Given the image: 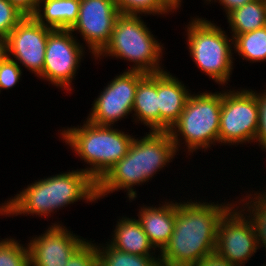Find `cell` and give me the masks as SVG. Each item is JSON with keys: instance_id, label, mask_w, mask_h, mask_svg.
Returning <instances> with one entry per match:
<instances>
[{"instance_id": "6", "label": "cell", "mask_w": 266, "mask_h": 266, "mask_svg": "<svg viewBox=\"0 0 266 266\" xmlns=\"http://www.w3.org/2000/svg\"><path fill=\"white\" fill-rule=\"evenodd\" d=\"M221 107L222 90L190 94L179 119L168 131L178 154L184 149L183 152L192 156L219 143Z\"/></svg>"}, {"instance_id": "21", "label": "cell", "mask_w": 266, "mask_h": 266, "mask_svg": "<svg viewBox=\"0 0 266 266\" xmlns=\"http://www.w3.org/2000/svg\"><path fill=\"white\" fill-rule=\"evenodd\" d=\"M250 194H249V193ZM246 196L240 197L235 204L247 215L252 222L257 238L258 249H266V188L265 191L248 190ZM237 202V203H236ZM248 212V213H247ZM266 252V250H265ZM266 256V254H265Z\"/></svg>"}, {"instance_id": "5", "label": "cell", "mask_w": 266, "mask_h": 266, "mask_svg": "<svg viewBox=\"0 0 266 266\" xmlns=\"http://www.w3.org/2000/svg\"><path fill=\"white\" fill-rule=\"evenodd\" d=\"M158 40L141 15L120 14L108 44L93 60L98 61L99 58L101 61L103 57H115L114 59L133 63L125 71H139L145 74L163 72L165 70L161 59L165 48Z\"/></svg>"}, {"instance_id": "27", "label": "cell", "mask_w": 266, "mask_h": 266, "mask_svg": "<svg viewBox=\"0 0 266 266\" xmlns=\"http://www.w3.org/2000/svg\"><path fill=\"white\" fill-rule=\"evenodd\" d=\"M23 69L19 64L7 55L0 62V93L2 90L14 88L22 81Z\"/></svg>"}, {"instance_id": "34", "label": "cell", "mask_w": 266, "mask_h": 266, "mask_svg": "<svg viewBox=\"0 0 266 266\" xmlns=\"http://www.w3.org/2000/svg\"><path fill=\"white\" fill-rule=\"evenodd\" d=\"M5 56H6L5 42L3 40H0V62L4 59Z\"/></svg>"}, {"instance_id": "29", "label": "cell", "mask_w": 266, "mask_h": 266, "mask_svg": "<svg viewBox=\"0 0 266 266\" xmlns=\"http://www.w3.org/2000/svg\"><path fill=\"white\" fill-rule=\"evenodd\" d=\"M258 103V130L255 137L256 145L266 152V89L256 91Z\"/></svg>"}, {"instance_id": "23", "label": "cell", "mask_w": 266, "mask_h": 266, "mask_svg": "<svg viewBox=\"0 0 266 266\" xmlns=\"http://www.w3.org/2000/svg\"><path fill=\"white\" fill-rule=\"evenodd\" d=\"M96 247L99 266H161L159 252L158 256L134 255L115 249L108 242H97Z\"/></svg>"}, {"instance_id": "19", "label": "cell", "mask_w": 266, "mask_h": 266, "mask_svg": "<svg viewBox=\"0 0 266 266\" xmlns=\"http://www.w3.org/2000/svg\"><path fill=\"white\" fill-rule=\"evenodd\" d=\"M79 7L80 0H40L32 16L52 29H71L77 22Z\"/></svg>"}, {"instance_id": "15", "label": "cell", "mask_w": 266, "mask_h": 266, "mask_svg": "<svg viewBox=\"0 0 266 266\" xmlns=\"http://www.w3.org/2000/svg\"><path fill=\"white\" fill-rule=\"evenodd\" d=\"M157 73V96L160 110V131H169L179 119L192 93L179 78L170 71Z\"/></svg>"}, {"instance_id": "13", "label": "cell", "mask_w": 266, "mask_h": 266, "mask_svg": "<svg viewBox=\"0 0 266 266\" xmlns=\"http://www.w3.org/2000/svg\"><path fill=\"white\" fill-rule=\"evenodd\" d=\"M119 15L115 0H80L78 19L70 30L83 38L95 58L108 44Z\"/></svg>"}, {"instance_id": "9", "label": "cell", "mask_w": 266, "mask_h": 266, "mask_svg": "<svg viewBox=\"0 0 266 266\" xmlns=\"http://www.w3.org/2000/svg\"><path fill=\"white\" fill-rule=\"evenodd\" d=\"M70 29H52L45 49L44 68L38 77L71 94L86 47ZM85 49V50H84Z\"/></svg>"}, {"instance_id": "2", "label": "cell", "mask_w": 266, "mask_h": 266, "mask_svg": "<svg viewBox=\"0 0 266 266\" xmlns=\"http://www.w3.org/2000/svg\"><path fill=\"white\" fill-rule=\"evenodd\" d=\"M176 155L168 131H149L142 138L134 137L126 156L96 183L97 200L124 190L129 202H133L138 197L135 185L142 186L152 180L154 175L168 167Z\"/></svg>"}, {"instance_id": "1", "label": "cell", "mask_w": 266, "mask_h": 266, "mask_svg": "<svg viewBox=\"0 0 266 266\" xmlns=\"http://www.w3.org/2000/svg\"><path fill=\"white\" fill-rule=\"evenodd\" d=\"M200 200L177 202L173 234L159 253L161 266H192L215 251L219 222L235 201Z\"/></svg>"}, {"instance_id": "24", "label": "cell", "mask_w": 266, "mask_h": 266, "mask_svg": "<svg viewBox=\"0 0 266 266\" xmlns=\"http://www.w3.org/2000/svg\"><path fill=\"white\" fill-rule=\"evenodd\" d=\"M115 2L120 14L125 15L166 16L175 11L165 0H115Z\"/></svg>"}, {"instance_id": "10", "label": "cell", "mask_w": 266, "mask_h": 266, "mask_svg": "<svg viewBox=\"0 0 266 266\" xmlns=\"http://www.w3.org/2000/svg\"><path fill=\"white\" fill-rule=\"evenodd\" d=\"M145 75L139 71H124L117 74L94 99L86 119L94 124L106 126H116L117 121L126 119L132 114L136 88Z\"/></svg>"}, {"instance_id": "11", "label": "cell", "mask_w": 266, "mask_h": 266, "mask_svg": "<svg viewBox=\"0 0 266 266\" xmlns=\"http://www.w3.org/2000/svg\"><path fill=\"white\" fill-rule=\"evenodd\" d=\"M257 250L259 249L252 222L234 204L219 222L215 251L230 263L245 266Z\"/></svg>"}, {"instance_id": "17", "label": "cell", "mask_w": 266, "mask_h": 266, "mask_svg": "<svg viewBox=\"0 0 266 266\" xmlns=\"http://www.w3.org/2000/svg\"><path fill=\"white\" fill-rule=\"evenodd\" d=\"M113 229L111 240L107 241L112 247L123 252L141 256H157L158 251L150 243L137 218H118Z\"/></svg>"}, {"instance_id": "30", "label": "cell", "mask_w": 266, "mask_h": 266, "mask_svg": "<svg viewBox=\"0 0 266 266\" xmlns=\"http://www.w3.org/2000/svg\"><path fill=\"white\" fill-rule=\"evenodd\" d=\"M192 266H236L230 263L223 256L219 255L216 251L204 256L198 263Z\"/></svg>"}, {"instance_id": "16", "label": "cell", "mask_w": 266, "mask_h": 266, "mask_svg": "<svg viewBox=\"0 0 266 266\" xmlns=\"http://www.w3.org/2000/svg\"><path fill=\"white\" fill-rule=\"evenodd\" d=\"M170 200L166 199L162 204L155 205V207L143 203V206H139V211L136 213L143 231L159 253L170 241L174 230L177 201Z\"/></svg>"}, {"instance_id": "8", "label": "cell", "mask_w": 266, "mask_h": 266, "mask_svg": "<svg viewBox=\"0 0 266 266\" xmlns=\"http://www.w3.org/2000/svg\"><path fill=\"white\" fill-rule=\"evenodd\" d=\"M238 90H222L220 146L255 143L259 120L256 90L241 87Z\"/></svg>"}, {"instance_id": "22", "label": "cell", "mask_w": 266, "mask_h": 266, "mask_svg": "<svg viewBox=\"0 0 266 266\" xmlns=\"http://www.w3.org/2000/svg\"><path fill=\"white\" fill-rule=\"evenodd\" d=\"M233 49L235 54L249 63L266 62V26L236 35Z\"/></svg>"}, {"instance_id": "26", "label": "cell", "mask_w": 266, "mask_h": 266, "mask_svg": "<svg viewBox=\"0 0 266 266\" xmlns=\"http://www.w3.org/2000/svg\"><path fill=\"white\" fill-rule=\"evenodd\" d=\"M25 16L8 0H0V40L4 41Z\"/></svg>"}, {"instance_id": "28", "label": "cell", "mask_w": 266, "mask_h": 266, "mask_svg": "<svg viewBox=\"0 0 266 266\" xmlns=\"http://www.w3.org/2000/svg\"><path fill=\"white\" fill-rule=\"evenodd\" d=\"M95 240H86L71 256L65 266H99Z\"/></svg>"}, {"instance_id": "33", "label": "cell", "mask_w": 266, "mask_h": 266, "mask_svg": "<svg viewBox=\"0 0 266 266\" xmlns=\"http://www.w3.org/2000/svg\"><path fill=\"white\" fill-rule=\"evenodd\" d=\"M174 10L175 12L180 9L181 5L183 4V0H165Z\"/></svg>"}, {"instance_id": "18", "label": "cell", "mask_w": 266, "mask_h": 266, "mask_svg": "<svg viewBox=\"0 0 266 266\" xmlns=\"http://www.w3.org/2000/svg\"><path fill=\"white\" fill-rule=\"evenodd\" d=\"M132 119L149 128L160 131V110L157 96V73L146 74L138 83L132 109ZM135 117V118H134Z\"/></svg>"}, {"instance_id": "7", "label": "cell", "mask_w": 266, "mask_h": 266, "mask_svg": "<svg viewBox=\"0 0 266 266\" xmlns=\"http://www.w3.org/2000/svg\"><path fill=\"white\" fill-rule=\"evenodd\" d=\"M185 25L186 44L192 61L205 75L222 88L227 87L234 69L233 37L203 17H190ZM231 75V76H230Z\"/></svg>"}, {"instance_id": "14", "label": "cell", "mask_w": 266, "mask_h": 266, "mask_svg": "<svg viewBox=\"0 0 266 266\" xmlns=\"http://www.w3.org/2000/svg\"><path fill=\"white\" fill-rule=\"evenodd\" d=\"M86 240L62 222L52 223L43 233L30 237L25 243L29 249L30 266H65Z\"/></svg>"}, {"instance_id": "32", "label": "cell", "mask_w": 266, "mask_h": 266, "mask_svg": "<svg viewBox=\"0 0 266 266\" xmlns=\"http://www.w3.org/2000/svg\"><path fill=\"white\" fill-rule=\"evenodd\" d=\"M253 0H208L207 1V5L211 4V3H220V5L222 6V8L224 9L223 11L226 13L225 16L233 11L236 8H239L241 6H243L246 3H249ZM211 2V3H210Z\"/></svg>"}, {"instance_id": "25", "label": "cell", "mask_w": 266, "mask_h": 266, "mask_svg": "<svg viewBox=\"0 0 266 266\" xmlns=\"http://www.w3.org/2000/svg\"><path fill=\"white\" fill-rule=\"evenodd\" d=\"M0 239V266H30L28 245L11 236Z\"/></svg>"}, {"instance_id": "12", "label": "cell", "mask_w": 266, "mask_h": 266, "mask_svg": "<svg viewBox=\"0 0 266 266\" xmlns=\"http://www.w3.org/2000/svg\"><path fill=\"white\" fill-rule=\"evenodd\" d=\"M51 30L33 16H25L4 40L6 55L39 77L44 68L46 43Z\"/></svg>"}, {"instance_id": "3", "label": "cell", "mask_w": 266, "mask_h": 266, "mask_svg": "<svg viewBox=\"0 0 266 266\" xmlns=\"http://www.w3.org/2000/svg\"><path fill=\"white\" fill-rule=\"evenodd\" d=\"M0 204V216L48 218L80 200L96 203V182L81 168L35 180ZM55 211V212H54Z\"/></svg>"}, {"instance_id": "20", "label": "cell", "mask_w": 266, "mask_h": 266, "mask_svg": "<svg viewBox=\"0 0 266 266\" xmlns=\"http://www.w3.org/2000/svg\"><path fill=\"white\" fill-rule=\"evenodd\" d=\"M228 28L234 38L246 32L266 26V1L253 0L226 15Z\"/></svg>"}, {"instance_id": "31", "label": "cell", "mask_w": 266, "mask_h": 266, "mask_svg": "<svg viewBox=\"0 0 266 266\" xmlns=\"http://www.w3.org/2000/svg\"><path fill=\"white\" fill-rule=\"evenodd\" d=\"M26 16H32L37 10L40 0H8Z\"/></svg>"}, {"instance_id": "4", "label": "cell", "mask_w": 266, "mask_h": 266, "mask_svg": "<svg viewBox=\"0 0 266 266\" xmlns=\"http://www.w3.org/2000/svg\"><path fill=\"white\" fill-rule=\"evenodd\" d=\"M59 135V139L88 164L82 170L96 183L126 156L135 137L118 127L94 124L87 119L83 125L63 127Z\"/></svg>"}]
</instances>
